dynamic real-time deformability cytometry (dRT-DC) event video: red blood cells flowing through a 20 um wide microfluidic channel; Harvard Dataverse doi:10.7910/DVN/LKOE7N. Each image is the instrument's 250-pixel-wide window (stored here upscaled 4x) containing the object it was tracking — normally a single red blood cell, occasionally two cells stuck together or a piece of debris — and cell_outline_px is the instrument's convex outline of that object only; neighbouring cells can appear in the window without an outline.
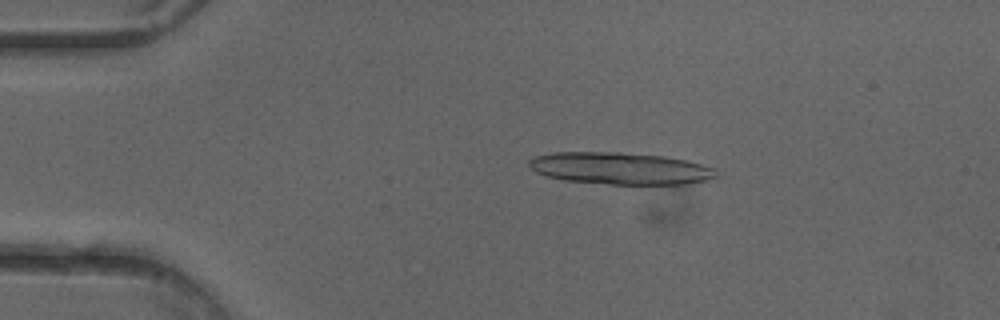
{"species": "common noctule bat (a hibernating species)", "species_latin": "Nyctalus noctula", "temperature_condition": "cold", "stored_images_in_passage": 24, "segment_of_instrument_passage": [1, 2], "camera_frame_rate_fps": 3000, "um_per_image_px": 0.085, "animal": {"sex": "female"}, "frame": {"image": 1, "passage_image": 7, "time_ms": 2.0, "image_size_px": [1000, 320], "cell_outline_px": [[716, 176], [708, 180], [684, 184], [612, 184], [564, 180], [548, 176], [536, 172], [528, 164], [528, 160], [536, 156], [552, 152], [620, 152], [664, 156], [688, 160], [712, 168], [716, 172]], "centroid_in_image_um": [52.7, 14.3], "position_along_channel_um": 32.3, "area_um2": 34.74}}